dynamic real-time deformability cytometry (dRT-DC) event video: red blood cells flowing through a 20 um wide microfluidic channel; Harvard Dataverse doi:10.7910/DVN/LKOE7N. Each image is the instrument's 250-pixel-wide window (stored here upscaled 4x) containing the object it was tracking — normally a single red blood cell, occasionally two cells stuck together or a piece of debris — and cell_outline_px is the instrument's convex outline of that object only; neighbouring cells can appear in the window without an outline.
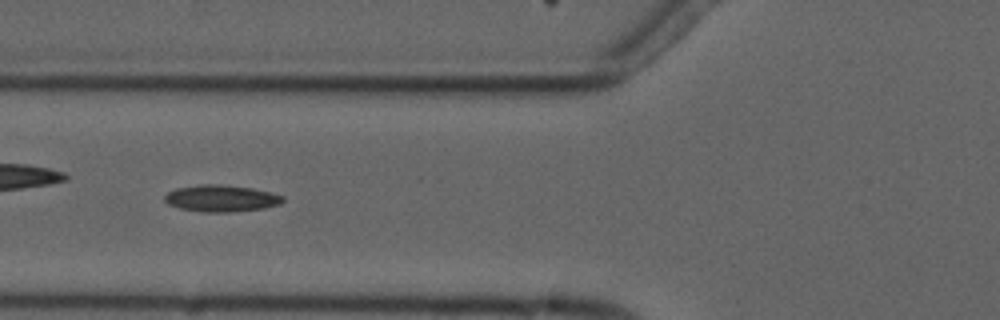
{"species": "common noctule bat (a hibernating species)", "species_latin": "Nyctalus noctula", "temperature_condition": "cold", "stored_images_in_passage": 9, "camera_frame_rate_fps": 3000, "um_per_image_px": 0.085, "animal": {"sex": "male", "forearm_length_mm": 52.5}, "frame": {"image": 1, "passage_image": 6, "time_ms": 6.0, "image_size_px": [1000, 320], "cell_outline_px": [[284, 200], [280, 204], [264, 208], [232, 212], [204, 212], [180, 208], [168, 204], [164, 200], [164, 196], [168, 192], [176, 188], [200, 184], [220, 184], [252, 188], [284, 196]], "centroid_in_image_um": [18.79, 16.86], "position_along_channel_um": 107.0, "area_um2": 18.38}}
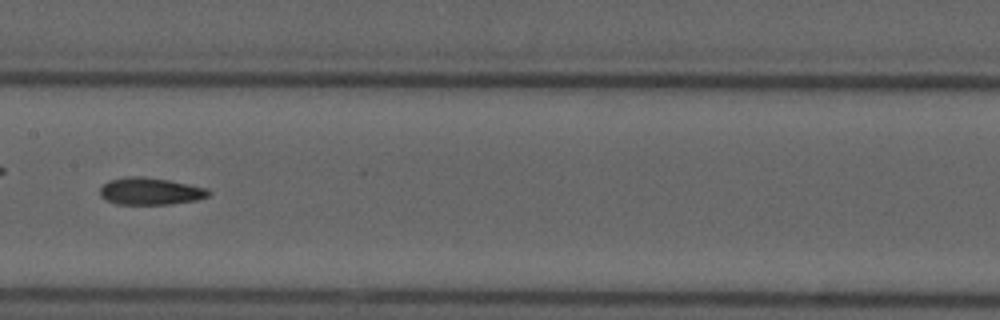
{"frame": {"image": 2, "passage_image": 8, "time_ms": 8.333, "image_size_px": [1000, 320], "cell_outline_px": [[212, 192], [208, 196], [196, 200], [168, 204], [116, 204], [100, 196], [100, 188], [108, 180], [132, 176], [144, 176], [168, 180], [208, 188]], "centroid_in_image_um": [12.78, 16.25], "position_along_channel_um": 194.6, "area_um2": 17.11}}
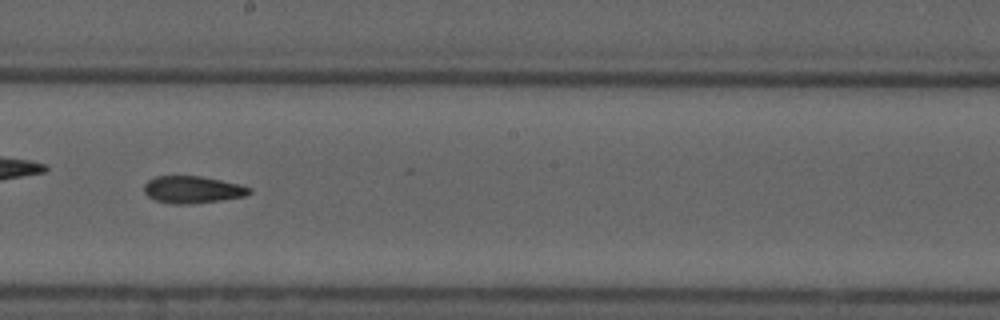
{"frame": {"image": 3, "passage_image": 9, "time_ms": 9.333, "image_size_px": [1000, 320], "cell_outline_px": [[252, 192], [244, 196], [220, 200], [192, 204], [172, 204], [156, 200], [148, 196], [144, 192], [144, 184], [148, 180], [156, 176], [200, 176], [240, 184], [252, 188]], "centroid_in_image_um": [16.36, 16.12], "position_along_channel_um": 231.8, "area_um2": 16.65}}